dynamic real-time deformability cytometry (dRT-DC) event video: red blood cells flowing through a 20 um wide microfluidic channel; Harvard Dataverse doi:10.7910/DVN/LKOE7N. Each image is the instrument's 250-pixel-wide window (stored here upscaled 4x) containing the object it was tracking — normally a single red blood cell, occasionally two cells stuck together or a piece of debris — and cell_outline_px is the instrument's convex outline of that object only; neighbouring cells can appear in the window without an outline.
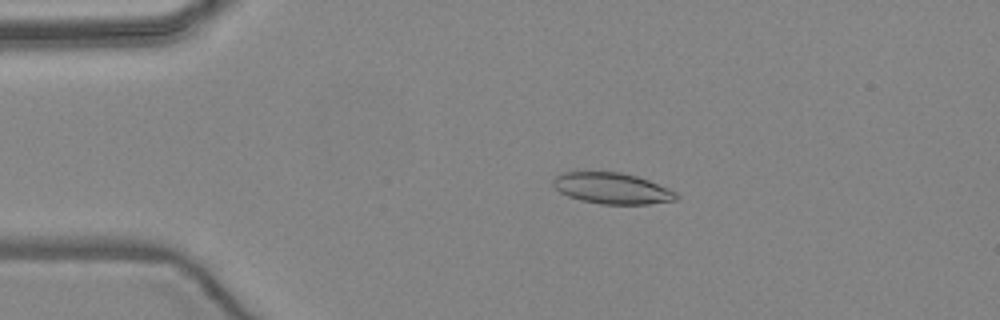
{"species": "common noctule bat (a hibernating species)", "species_latin": "Nyctalus noctula", "temperature_condition": "warm", "stored_images_in_passage": 4, "camera_frame_rate_fps": 3000, "um_per_image_px": 0.085, "animal": {"sex": "female", "body_mass_g": 24.6, "forearm_length_mm": 56.2}, "frame": {"image": 1, "passage_image": 3, "time_ms": 2.333, "image_size_px": [1000, 320], "cell_outline_px": [[680, 196], [676, 200], [648, 204], [600, 204], [580, 200], [568, 196], [560, 192], [552, 184], [552, 180], [556, 176], [564, 172], [620, 172], [636, 176], [648, 180], [668, 188], [676, 192]], "centroid_in_image_um": [52.03, 16.01], "position_along_channel_um": 33.0, "area_um2": 22.25}}